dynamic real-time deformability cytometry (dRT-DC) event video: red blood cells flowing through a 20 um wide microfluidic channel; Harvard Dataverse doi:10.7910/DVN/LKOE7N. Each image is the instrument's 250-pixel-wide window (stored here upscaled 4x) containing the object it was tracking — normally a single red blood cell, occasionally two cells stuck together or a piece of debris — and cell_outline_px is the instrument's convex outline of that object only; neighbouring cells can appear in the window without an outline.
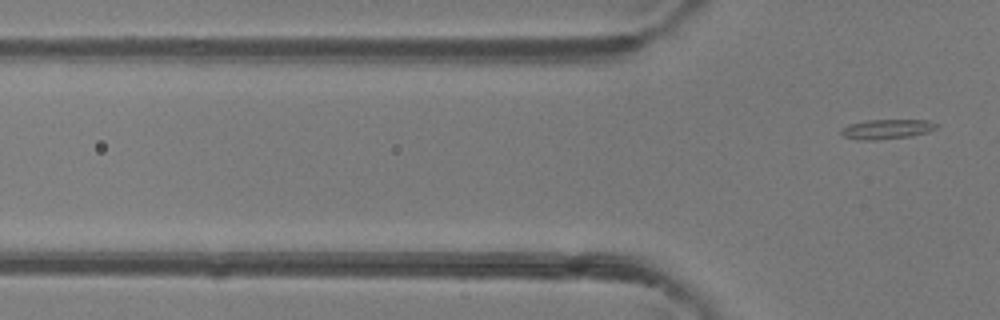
{"species": "common noctule bat (a hibernating species)", "species_latin": "Nyctalus noctula", "temperature_condition": "room temperature", "stored_images_in_passage": 6, "camera_frame_rate_fps": 3000, "um_per_image_px": 0.085, "animal": {"sex": "female"}, "frame": {"image": 1, "passage_image": 6, "time_ms": 6.667, "image_size_px": [1000, 320], "cell_outline_px": [[940, 124], [936, 128], [928, 132], [912, 136], [876, 140], [856, 140], [840, 136], [840, 132], [848, 124], [868, 120], [928, 120]], "centroid_in_image_um": [75.37, 10.98], "position_along_channel_um": 50.4, "area_um2": 11.1}}